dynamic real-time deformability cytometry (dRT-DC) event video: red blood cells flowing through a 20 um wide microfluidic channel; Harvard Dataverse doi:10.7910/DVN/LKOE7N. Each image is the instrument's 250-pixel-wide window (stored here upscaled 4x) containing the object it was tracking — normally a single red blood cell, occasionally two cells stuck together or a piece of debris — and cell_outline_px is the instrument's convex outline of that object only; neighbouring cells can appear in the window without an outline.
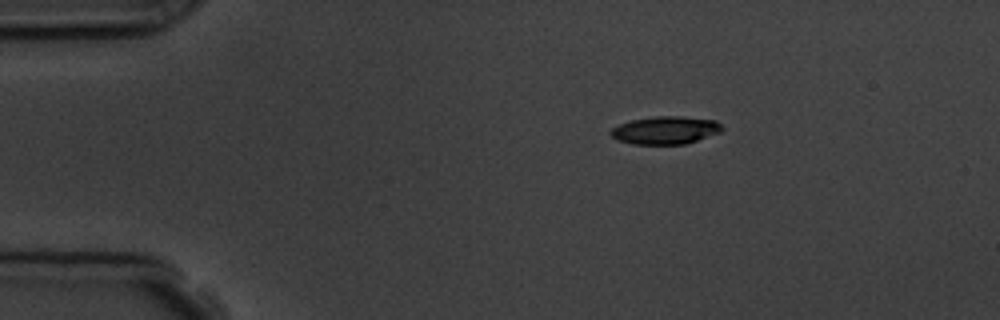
{"species": "common noctule bat (a hibernating species)", "species_latin": "Nyctalus noctula", "temperature_condition": "room temperature", "stored_images_in_passage": 2, "camera_frame_rate_fps": 3000, "um_per_image_px": 0.085, "animal": {"sex": "male", "body_mass_g": 19.5, "forearm_length_mm": 54.6}, "frame": {"image": 1, "passage_image": 2, "time_ms": 1.333, "image_size_px": [1000, 320], "cell_outline_px": [[724, 128], [720, 132], [684, 144], [632, 144], [616, 140], [608, 132], [612, 128], [620, 124], [632, 120], [652, 116], [680, 116], [716, 120]], "centroid_in_image_um": [56.53, 11.06], "position_along_channel_um": 28.5, "area_um2": 18.03}}